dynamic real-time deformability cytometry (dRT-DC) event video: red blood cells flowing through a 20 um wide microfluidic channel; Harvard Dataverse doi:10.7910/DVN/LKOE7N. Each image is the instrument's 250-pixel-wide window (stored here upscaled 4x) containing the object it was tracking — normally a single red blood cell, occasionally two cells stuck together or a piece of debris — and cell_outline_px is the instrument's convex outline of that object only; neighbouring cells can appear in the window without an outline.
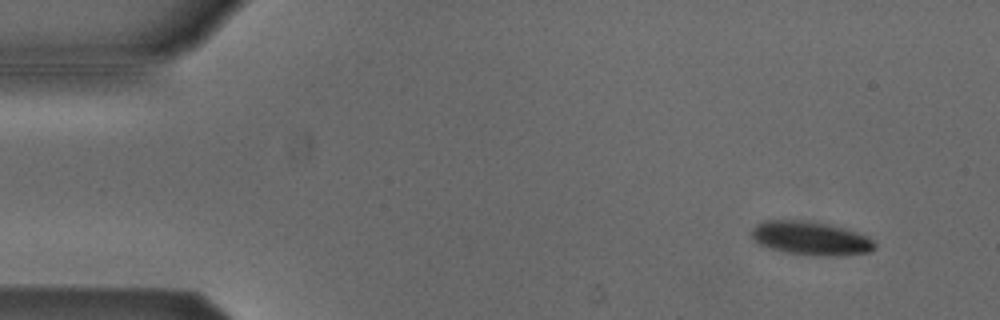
{"species": "Egyptian fruit bat (a non-hibernating species)", "species_latin": "Rousettus aegyptiacus", "temperature_condition": "cold", "stored_images_in_passage": 51, "camera_frame_rate_fps": 3000, "um_per_image_px": 0.085, "animal": {"sex": "male"}, "frame": {"image": 1, "passage_image": 2, "time_ms": 0.333, "image_size_px": [1000, 320], "cell_outline_px": [[876, 248], [872, 252], [836, 256], [812, 256], [784, 252], [768, 248], [752, 240], [752, 228], [756, 224], [764, 220], [812, 220], [844, 228], [868, 236], [876, 244]], "centroid_in_image_um": [68.91, 20.26], "position_along_channel_um": 16.1, "area_um2": 24.62}}
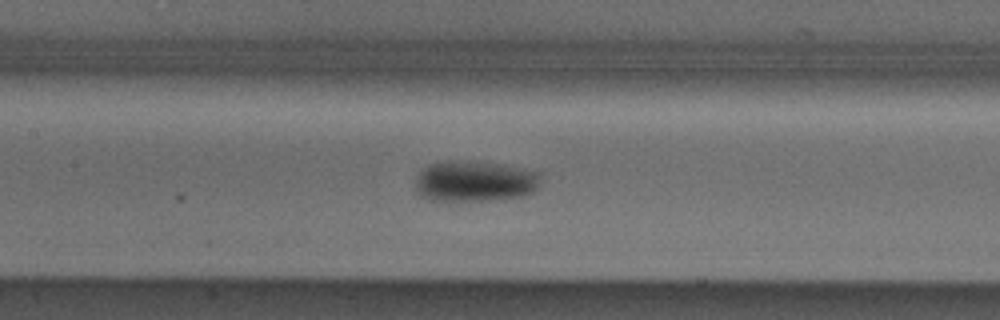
{"frame": {"image": 2, "passage_image": 22, "time_ms": 7.0, "image_size_px": [1000, 320], "cell_outline_px": [[540, 176], [536, 188], [532, 192], [520, 196], [488, 200], [432, 200], [420, 196], [416, 192], [416, 176], [428, 164], [444, 160], [468, 160], [500, 164], [536, 172]], "centroid_in_image_um": [40.27, 15.39], "position_along_channel_um": 167.1, "area_um2": 29.65}}
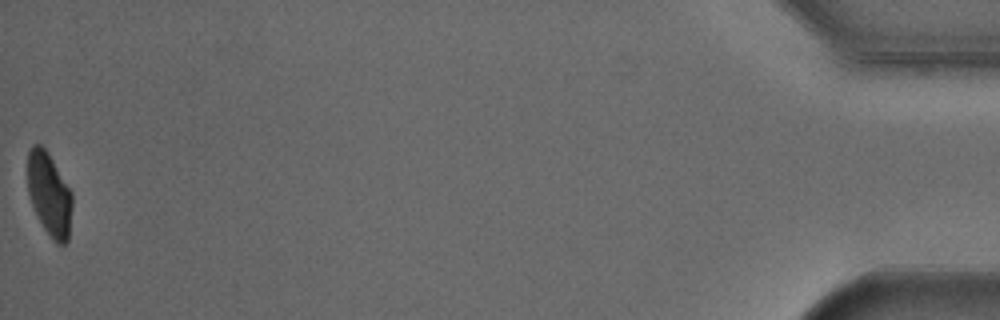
{"frame": {"image": 3, "passage_image": 51, "time_ms": 16.667, "image_size_px": [1000, 320], "cell_outline_px": [[72, 208], [68, 240], [64, 244], [56, 244], [52, 240], [44, 228], [32, 204], [28, 192], [28, 148], [32, 144], [40, 144], [48, 152], [72, 192]], "centroid_in_image_um": [4.2, 16.5], "position_along_channel_um": 431.0, "area_um2": 21.62}, "authors_computed_cell_mechanics": {"area_um2": 26.1834, "velocity_mm_per_s": 3.8064, "shape_relaxation_time_tau1_ms": 3.0517, "shape_relaxation_time_tau2_ms": null, "deformation_change_tau1": 0.1066, "deformation_change_tau2": null}}